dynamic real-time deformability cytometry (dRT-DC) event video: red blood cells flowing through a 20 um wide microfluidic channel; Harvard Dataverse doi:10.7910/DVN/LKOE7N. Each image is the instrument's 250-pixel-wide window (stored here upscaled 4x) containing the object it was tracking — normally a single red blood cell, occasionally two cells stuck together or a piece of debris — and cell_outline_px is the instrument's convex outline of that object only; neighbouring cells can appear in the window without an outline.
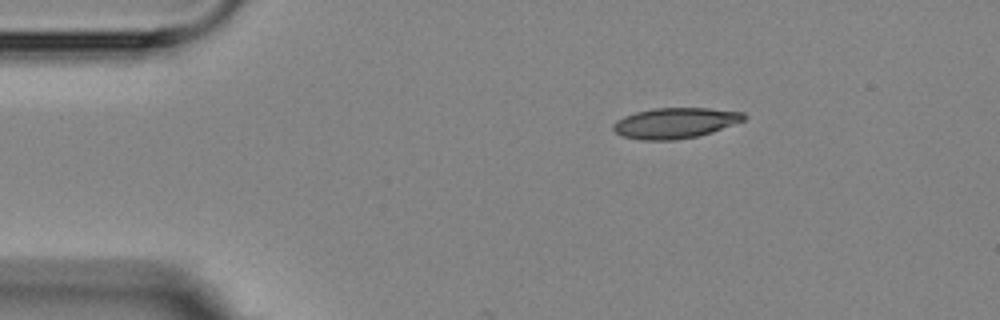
{"species": "Egyptian fruit bat (a non-hibernating species)", "species_latin": "Rousettus aegyptiacus", "temperature_condition": "room temperature", "stored_images_in_passage": 2, "camera_frame_rate_fps": 3000, "um_per_image_px": 0.085, "animal": {"sex": "female"}, "frame": {"image": 1, "passage_image": 1, "time_ms": 0.0, "image_size_px": [1000, 320], "cell_outline_px": [[748, 116], [744, 120], [712, 132], [696, 136], [672, 140], [640, 140], [624, 136], [616, 132], [612, 128], [612, 124], [616, 120], [624, 116], [636, 112], [652, 108], [708, 108], [744, 112]], "centroid_in_image_um": [57.38, 10.44], "position_along_channel_um": 27.6, "area_um2": 23.24}}